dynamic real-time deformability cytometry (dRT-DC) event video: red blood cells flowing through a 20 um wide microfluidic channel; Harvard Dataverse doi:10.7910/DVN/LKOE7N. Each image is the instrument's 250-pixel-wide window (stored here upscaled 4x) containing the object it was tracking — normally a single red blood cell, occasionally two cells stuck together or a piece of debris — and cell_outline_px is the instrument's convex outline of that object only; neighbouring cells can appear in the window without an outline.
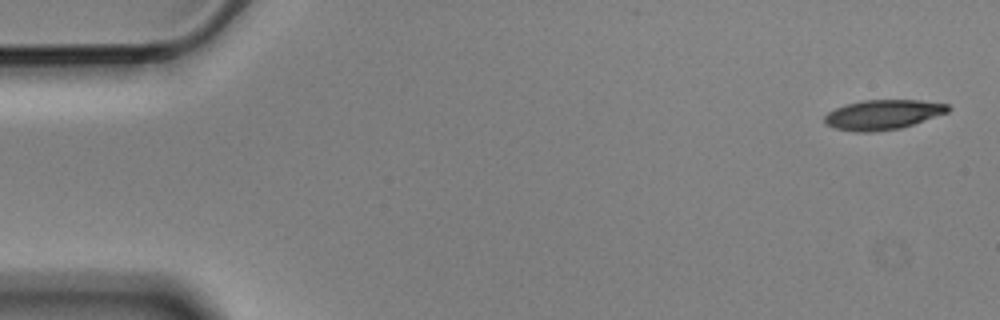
{"species": "Egyptian fruit bat (a non-hibernating species)", "species_latin": "Rousettus aegyptiacus", "temperature_condition": "cold", "stored_images_in_passage": 5, "camera_frame_rate_fps": 3000, "um_per_image_px": 0.085, "animal": {"sex": "male"}, "frame": {"image": 1, "passage_image": 1, "time_ms": 0.0, "image_size_px": [1000, 320], "cell_outline_px": [[952, 108], [948, 112], [900, 128], [872, 132], [856, 132], [832, 128], [824, 124], [824, 116], [828, 112], [844, 104], [864, 100], [920, 100], [948, 104]], "centroid_in_image_um": [75.0, 9.74], "position_along_channel_um": 10.0, "area_um2": 21.5}}
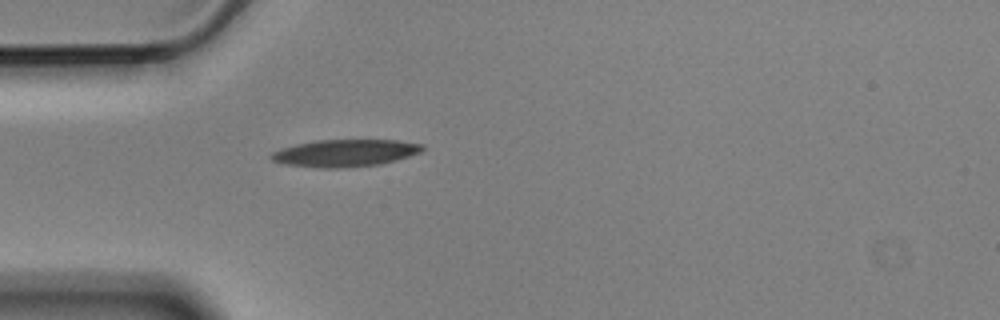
{"frame": {"image": 2, "passage_image": 5, "time_ms": 1.333, "image_size_px": [1000, 320], "cell_outline_px": [[424, 148], [420, 152], [396, 160], [380, 164], [344, 168], [320, 168], [284, 164], [272, 160], [268, 156], [272, 152], [280, 148], [296, 144], [316, 140], [396, 140], [424, 144]], "centroid_in_image_um": [29.3, 13.01], "position_along_channel_um": 55.7, "area_um2": 24.04}}